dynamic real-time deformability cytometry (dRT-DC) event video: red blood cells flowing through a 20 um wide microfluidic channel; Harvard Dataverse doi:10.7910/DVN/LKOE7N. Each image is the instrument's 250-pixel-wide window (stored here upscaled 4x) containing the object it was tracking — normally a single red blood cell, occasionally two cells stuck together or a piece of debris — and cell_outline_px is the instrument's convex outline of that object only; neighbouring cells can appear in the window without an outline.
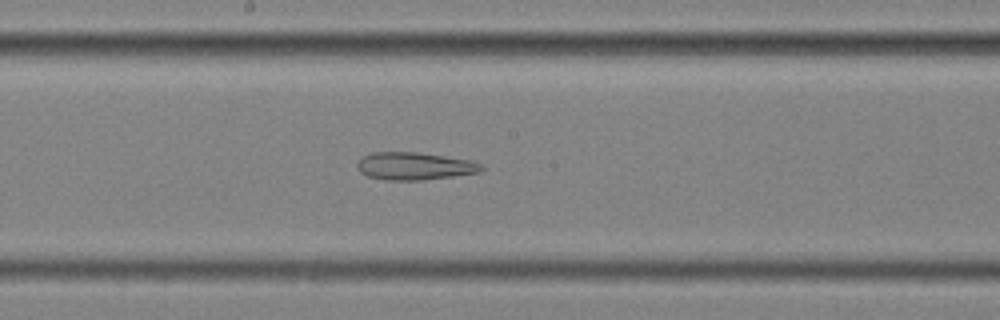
{"species": "common noctule bat (a hibernating species)", "species_latin": "Nyctalus noctula", "temperature_condition": "cold", "stored_images_in_passage": 48, "camera_frame_rate_fps": 3000, "um_per_image_px": 0.085, "animal": {"sex": "female", "body_mass_g": 25.1}, "frame": {"image": 1, "passage_image": 21, "time_ms": 6.667, "image_size_px": [1000, 320], "cell_outline_px": [[484, 168], [480, 172], [452, 176], [420, 180], [388, 180], [368, 176], [360, 172], [356, 168], [356, 164], [364, 156], [372, 152], [416, 152], [444, 156], [468, 160], [480, 164]], "centroid_in_image_um": [35.19, 14.12], "position_along_channel_um": 213.0, "area_um2": 19.71}}
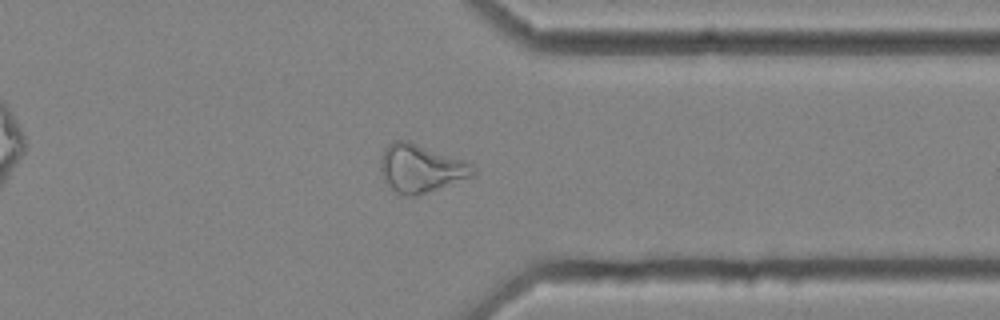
{"frame": {"image": 2, "passage_image": 35, "time_ms": 11.333, "image_size_px": [1000, 320], "cell_outline_px": [[476, 172], [472, 176], [416, 196], [404, 196], [396, 192], [384, 180], [380, 172], [380, 156], [384, 148], [392, 140], [408, 140], [464, 160], [472, 164], [476, 168]], "centroid_in_image_um": [35.73, 14.29], "position_along_channel_um": 375.7, "area_um2": 25.95}}
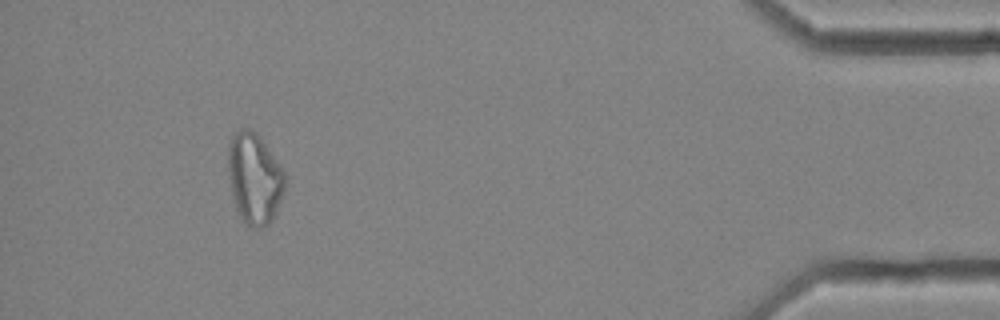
{"frame": {"image": 3, "passage_image": 43, "time_ms": 14.0, "image_size_px": [1000, 320], "cell_outline_px": [[284, 192], [276, 212], [272, 220], [268, 224], [260, 228], [256, 228], [240, 220], [236, 212], [232, 196], [228, 176], [228, 144], [232, 136], [236, 132], [244, 128], [248, 128], [256, 132], [276, 160], [284, 172]], "centroid_in_image_um": [21.59, 15.19], "position_along_channel_um": 413.6, "area_um2": 30.06}}